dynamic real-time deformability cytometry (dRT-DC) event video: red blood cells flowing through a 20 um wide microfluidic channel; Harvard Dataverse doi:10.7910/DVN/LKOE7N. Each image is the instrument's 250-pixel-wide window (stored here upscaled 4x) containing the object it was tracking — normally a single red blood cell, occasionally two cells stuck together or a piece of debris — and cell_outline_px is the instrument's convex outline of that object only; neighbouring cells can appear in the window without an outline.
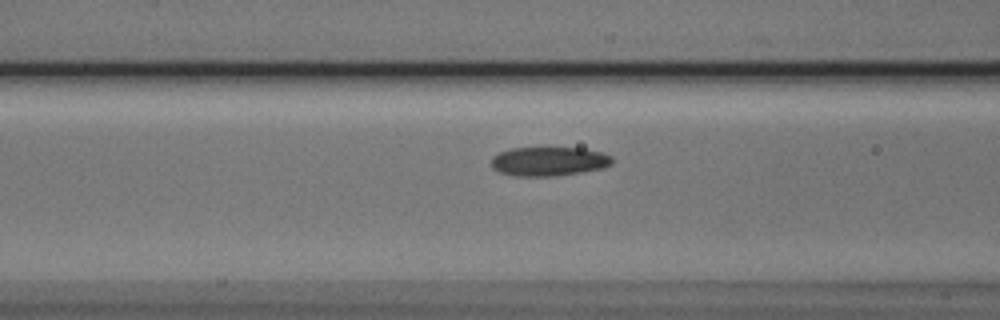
{"species": "Egyptian fruit bat (a non-hibernating species)", "species_latin": "Rousettus aegyptiacus", "temperature_condition": "cold", "stored_images_in_passage": 30, "camera_frame_rate_fps": 3000, "um_per_image_px": 0.085, "animal": {"sex": "male"}, "frame": {"image": 1, "passage_image": 8, "time_ms": 2.333, "image_size_px": [1000, 320], "cell_outline_px": [[612, 164], [604, 168], [556, 176], [516, 176], [500, 172], [492, 168], [492, 156], [500, 152], [512, 148], [544, 144], [584, 148], [600, 152], [612, 156]], "centroid_in_image_um": [46.65, 13.66], "position_along_channel_um": 119.9, "area_um2": 21.5}}
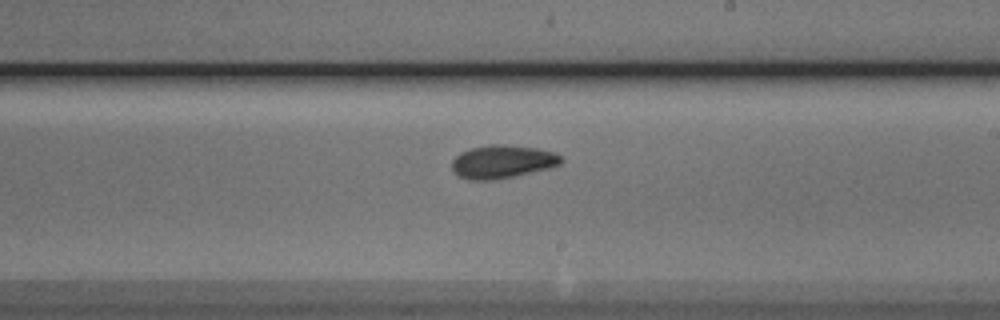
{"frame": {"image": 2, "passage_image": 18, "time_ms": 5.667, "image_size_px": [1000, 320], "cell_outline_px": [[564, 160], [560, 164], [548, 168], [516, 176], [496, 180], [468, 180], [456, 176], [452, 172], [452, 160], [460, 152], [472, 148], [492, 144], [504, 144], [536, 148], [556, 152]], "centroid_in_image_um": [42.67, 13.75], "position_along_channel_um": 246.3, "area_um2": 21.39}}
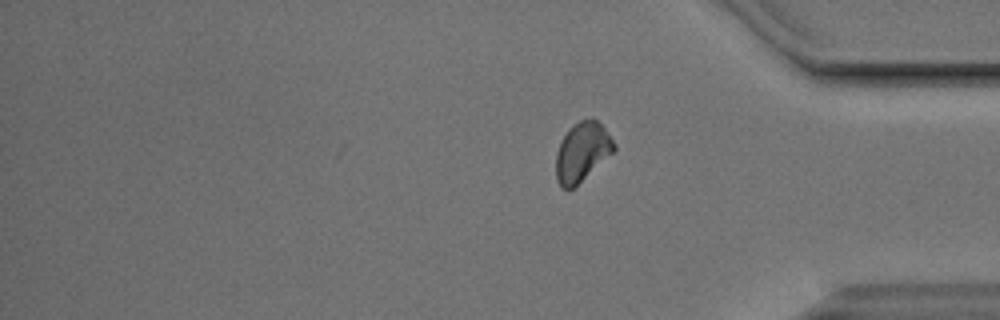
{"frame": {"image": 3, "passage_image": 30, "time_ms": 9.667, "image_size_px": [1000, 320], "cell_outline_px": [[616, 148], [612, 152], [572, 188], [560, 188], [556, 180], [556, 152], [560, 140], [568, 128], [580, 120], [592, 116], [604, 128], [616, 144]], "centroid_in_image_um": [49.44, 12.86], "position_along_channel_um": 385.8, "area_um2": 19.77}, "authors_computed_cell_mechanics": {"area_um2": 20.6635, "velocity_mm_per_s": 3.8018, "shape_relaxation_time_tau1_ms": 3.0168, "shape_relaxation_time_tau2_ms": 4.8373, "deformation_change_tau1": 0.0854, "deformation_change_tau2": 0.0689}}